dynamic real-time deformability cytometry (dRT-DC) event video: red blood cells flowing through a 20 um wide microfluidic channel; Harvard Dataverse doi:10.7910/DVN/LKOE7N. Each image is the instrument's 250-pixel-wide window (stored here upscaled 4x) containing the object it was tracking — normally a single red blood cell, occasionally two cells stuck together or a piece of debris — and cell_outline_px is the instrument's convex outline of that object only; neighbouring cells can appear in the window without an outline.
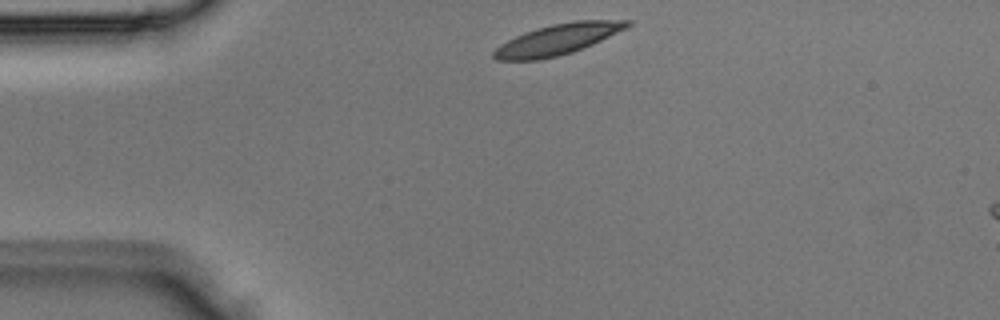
{"species": "Egyptian fruit bat (a non-hibernating species)", "species_latin": "Rousettus aegyptiacus", "temperature_condition": "room temperature", "stored_images_in_passage": 2, "camera_frame_rate_fps": 3000, "um_per_image_px": 0.085, "animal": {"sex": "male"}, "frame": {"image": 1, "passage_image": 1, "time_ms": 0.0, "image_size_px": [1000, 320], "cell_outline_px": [[632, 24], [628, 28], [592, 44], [572, 52], [540, 60], [496, 60], [492, 56], [492, 52], [500, 44], [524, 32], [552, 24], [576, 20], [632, 20]], "centroid_in_image_um": [47.41, 3.34], "position_along_channel_um": 37.6, "area_um2": 23.81}}
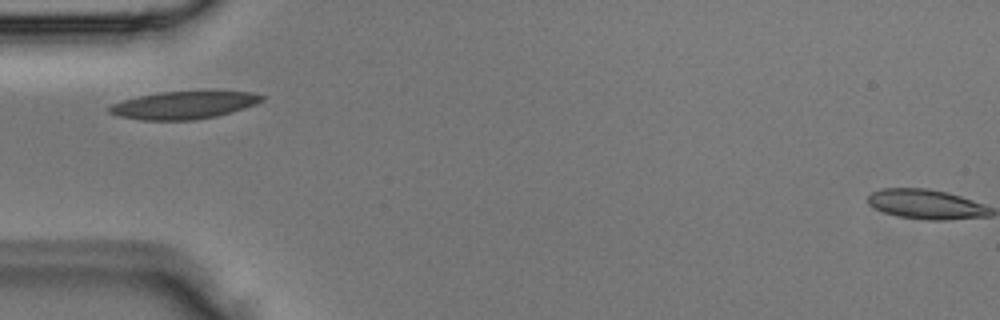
{"frame": {"image": 2, "passage_image": 2, "time_ms": 0.333, "image_size_px": [1000, 320], "cell_outline_px": [[264, 100], [256, 104], [244, 108], [216, 116], [192, 120], [140, 120], [120, 116], [108, 112], [108, 108], [112, 104], [124, 100], [140, 96], [160, 92], [252, 92], [264, 96]], "centroid_in_image_um": [15.61, 8.94], "position_along_channel_um": 69.4, "area_um2": 24.1}}